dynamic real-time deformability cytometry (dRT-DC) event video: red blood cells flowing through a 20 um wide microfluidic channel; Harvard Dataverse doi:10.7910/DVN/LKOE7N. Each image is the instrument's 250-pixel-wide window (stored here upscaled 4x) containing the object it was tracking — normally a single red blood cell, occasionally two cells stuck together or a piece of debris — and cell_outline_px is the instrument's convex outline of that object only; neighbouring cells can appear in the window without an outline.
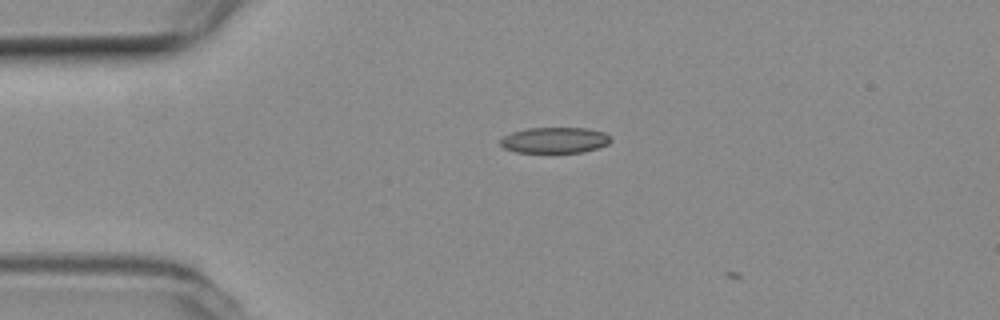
{"species": "common noctule bat (a hibernating species)", "species_latin": "Nyctalus noctula", "temperature_condition": "room temperature", "stored_images_in_passage": 3, "camera_frame_rate_fps": 3000, "um_per_image_px": 0.085, "animal": {"sex": "female", "body_mass_g": 19.3, "forearm_length_mm": 54.1}, "frame": {"image": 1, "passage_image": 2, "time_ms": 0.333, "image_size_px": [1000, 320], "cell_outline_px": [[612, 140], [608, 144], [600, 148], [584, 152], [516, 152], [504, 148], [500, 144], [500, 140], [504, 136], [512, 132], [528, 128], [588, 128], [604, 132]], "centroid_in_image_um": [47.18, 11.91], "position_along_channel_um": 37.8, "area_um2": 16.65}}